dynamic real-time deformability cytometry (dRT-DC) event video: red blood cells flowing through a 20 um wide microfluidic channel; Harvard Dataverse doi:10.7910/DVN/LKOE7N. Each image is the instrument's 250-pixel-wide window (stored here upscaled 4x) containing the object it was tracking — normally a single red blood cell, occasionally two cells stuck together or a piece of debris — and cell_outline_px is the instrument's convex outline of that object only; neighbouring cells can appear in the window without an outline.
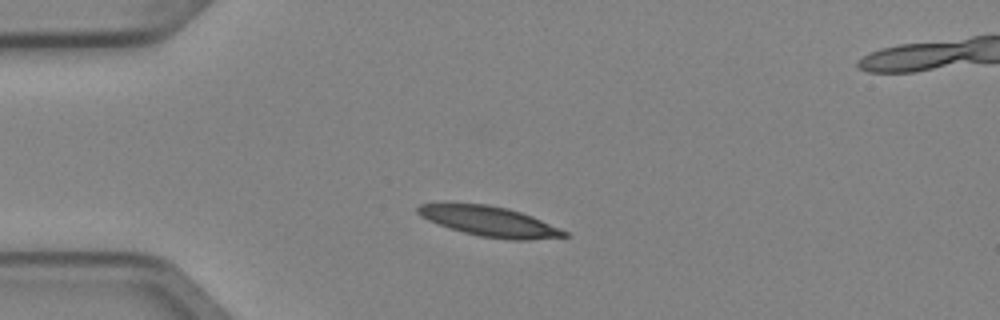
{"species": "Egyptian fruit bat (a non-hibernating species)", "species_latin": "Rousettus aegyptiacus", "temperature_condition": "cold", "stored_images_in_passage": 2, "camera_frame_rate_fps": 3000, "um_per_image_px": 0.085, "animal": {"sex": "female"}, "frame": {"image": 1, "passage_image": 1, "time_ms": 0.0, "image_size_px": [1000, 320], "cell_outline_px": [[568, 236], [528, 240], [512, 240], [480, 236], [448, 228], [428, 220], [420, 216], [416, 212], [416, 208], [420, 204], [488, 204], [508, 208], [532, 216], [560, 228], [568, 232]], "centroid_in_image_um": [41.62, 18.82], "position_along_channel_um": 43.4, "area_um2": 25.43}}